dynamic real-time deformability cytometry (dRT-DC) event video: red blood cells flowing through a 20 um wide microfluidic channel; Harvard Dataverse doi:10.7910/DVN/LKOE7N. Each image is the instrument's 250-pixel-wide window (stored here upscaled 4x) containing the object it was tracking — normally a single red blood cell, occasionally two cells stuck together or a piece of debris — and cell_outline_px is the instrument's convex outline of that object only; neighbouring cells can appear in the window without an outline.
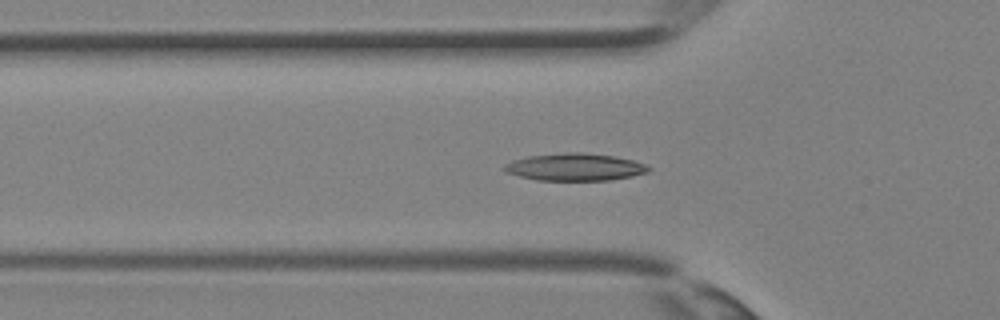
{"species": "Egyptian fruit bat (a non-hibernating species)", "species_latin": "Rousettus aegyptiacus", "temperature_condition": "room temperature", "stored_images_in_passage": 29, "segment_of_instrument_passage": [1, 2], "camera_frame_rate_fps": 3000, "um_per_image_px": 0.085, "animal": {"sex": "female"}, "frame": {"image": 1, "passage_image": 4, "time_ms": 1.0, "image_size_px": [1000, 320], "cell_outline_px": [[652, 168], [648, 172], [632, 176], [608, 180], [536, 180], [504, 172], [504, 164], [512, 160], [528, 156], [568, 152], [580, 152], [612, 156], [632, 160], [644, 164]], "centroid_in_image_um": [48.84, 14.2], "position_along_channel_um": 77.0, "area_um2": 22.83}}
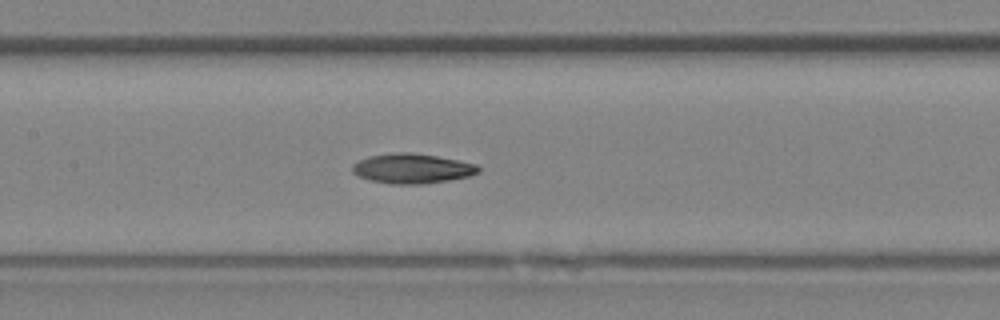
{"frame": {"image": 2, "passage_image": 9, "time_ms": 2.667, "image_size_px": [1000, 320], "cell_outline_px": [[480, 172], [468, 176], [448, 180], [424, 184], [392, 184], [372, 180], [360, 176], [352, 172], [352, 164], [360, 160], [372, 156], [400, 152], [408, 152], [436, 156], [476, 164], [480, 168]], "centroid_in_image_um": [35.05, 14.33], "position_along_channel_um": 172.4, "area_um2": 21.5}}
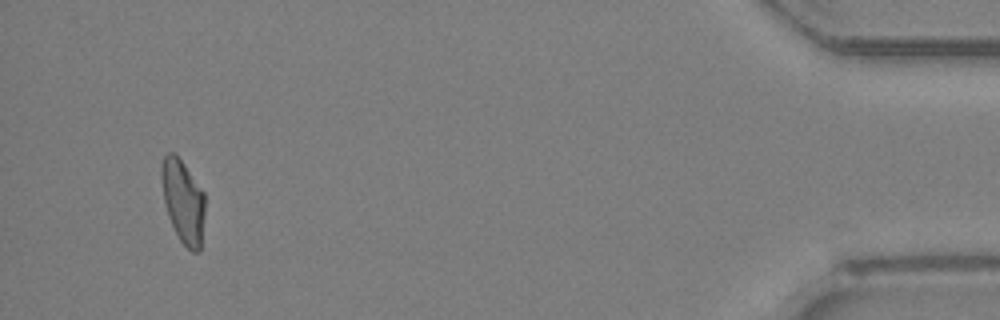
{"frame": {"image": 3, "passage_image": 26, "time_ms": 8.333, "image_size_px": [1000, 320], "cell_outline_px": [[204, 212], [200, 248], [196, 252], [192, 252], [180, 240], [168, 216], [164, 200], [160, 176], [160, 168], [164, 156], [168, 152], [172, 152], [184, 164], [204, 192]], "centroid_in_image_um": [15.54, 17.08], "position_along_channel_um": 419.7, "area_um2": 20.75}}